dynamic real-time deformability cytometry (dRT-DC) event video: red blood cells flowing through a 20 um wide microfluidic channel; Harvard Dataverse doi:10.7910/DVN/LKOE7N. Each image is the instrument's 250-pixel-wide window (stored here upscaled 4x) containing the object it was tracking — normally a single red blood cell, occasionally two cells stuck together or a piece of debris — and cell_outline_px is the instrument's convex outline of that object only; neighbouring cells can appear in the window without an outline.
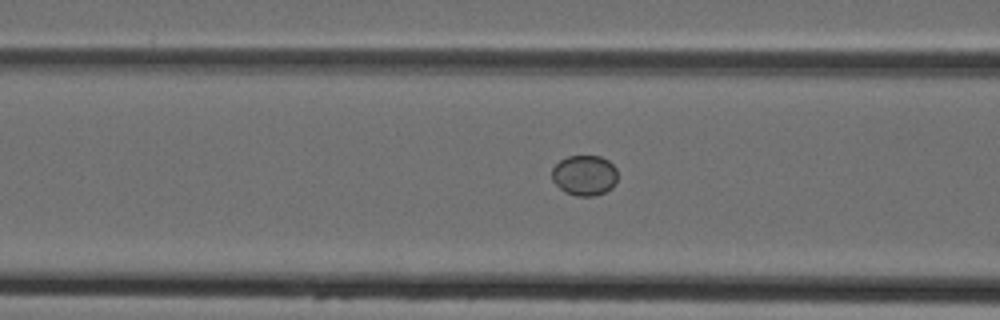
{"species": "Egyptian fruit bat (a non-hibernating species)", "species_latin": "Rousettus aegyptiacus", "temperature_condition": "cold", "stored_images_in_passage": 6, "camera_frame_rate_fps": 3000, "um_per_image_px": 0.085, "animal": {"sex": "female"}, "frame": {"image": 1, "passage_image": 6, "time_ms": 6.667, "image_size_px": [1000, 320], "cell_outline_px": [[616, 184], [612, 188], [604, 192], [592, 196], [576, 196], [564, 192], [552, 180], [552, 168], [560, 160], [568, 156], [600, 156], [608, 160], [616, 168]], "centroid_in_image_um": [49.68, 14.9], "position_along_channel_um": 116.9, "area_um2": 15.49}}